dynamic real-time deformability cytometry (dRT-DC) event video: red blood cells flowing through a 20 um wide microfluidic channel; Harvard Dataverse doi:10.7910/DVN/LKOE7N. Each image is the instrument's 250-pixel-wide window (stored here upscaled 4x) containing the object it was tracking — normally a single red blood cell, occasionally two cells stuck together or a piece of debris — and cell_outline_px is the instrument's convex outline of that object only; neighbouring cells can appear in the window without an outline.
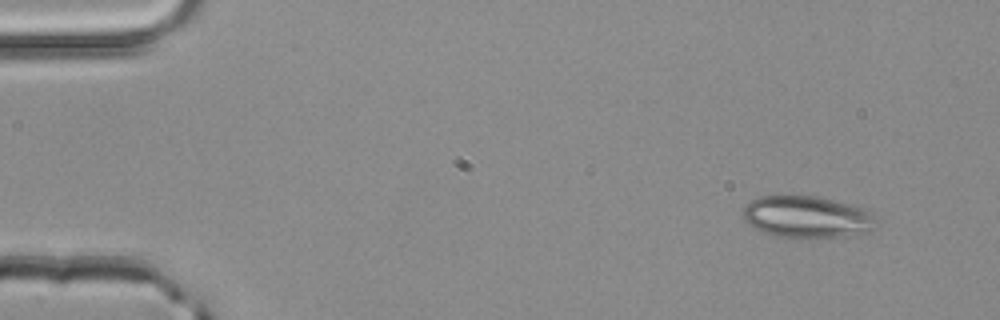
{"species": "common noctule bat (a hibernating species)", "species_latin": "Nyctalus noctula", "temperature_condition": "room temperature", "stored_images_in_passage": 4, "camera_frame_rate_fps": 3000, "um_per_image_px": 0.085, "animal": {"sex": "male", "body_mass_g": 20.4}, "frame": {"image": 1, "passage_image": 1, "time_ms": 0.0, "image_size_px": [1000, 320], "cell_outline_px": [[876, 228], [872, 232], [840, 236], [800, 240], [776, 236], [764, 232], [748, 224], [744, 220], [744, 208], [752, 200], [760, 196], [816, 196], [852, 204], [864, 208], [872, 216]], "centroid_in_image_um": [68.6, 18.47], "position_along_channel_um": 16.4, "area_um2": 32.77}}